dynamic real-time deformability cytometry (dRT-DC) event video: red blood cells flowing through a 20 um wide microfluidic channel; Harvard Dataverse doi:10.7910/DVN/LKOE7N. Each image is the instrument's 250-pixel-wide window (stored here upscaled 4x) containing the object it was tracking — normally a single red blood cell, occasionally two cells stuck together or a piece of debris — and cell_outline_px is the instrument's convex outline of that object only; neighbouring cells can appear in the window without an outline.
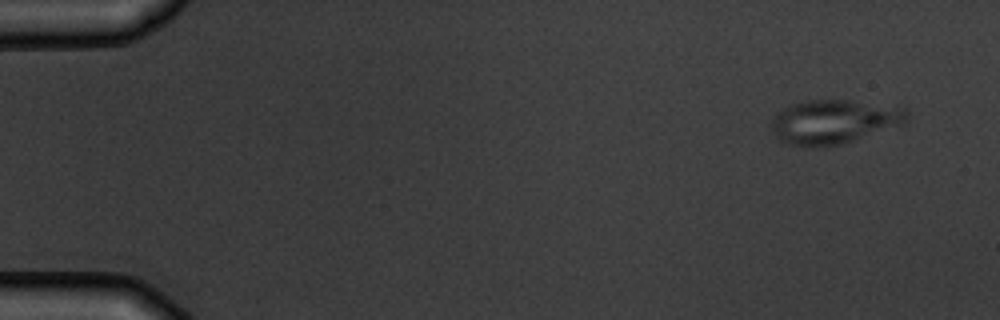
{"species": "common noctule bat (a hibernating species)", "species_latin": "Nyctalus noctula", "temperature_condition": "warm", "stored_images_in_passage": 6, "camera_frame_rate_fps": 3000, "um_per_image_px": 0.085, "animal": {"sex": "male", "body_mass_g": 19.5, "forearm_length_mm": 54.6}, "frame": {"image": 1, "passage_image": 1, "time_ms": 0.0, "image_size_px": [1000, 320], "cell_outline_px": [[908, 116], [904, 124], [840, 144], [808, 148], [784, 144], [776, 136], [772, 124], [772, 120], [784, 108], [792, 104], [808, 100], [848, 100], [896, 104], [904, 108], [908, 112]], "centroid_in_image_um": [70.94, 10.33], "position_along_channel_um": 14.1, "area_um2": 34.97}}